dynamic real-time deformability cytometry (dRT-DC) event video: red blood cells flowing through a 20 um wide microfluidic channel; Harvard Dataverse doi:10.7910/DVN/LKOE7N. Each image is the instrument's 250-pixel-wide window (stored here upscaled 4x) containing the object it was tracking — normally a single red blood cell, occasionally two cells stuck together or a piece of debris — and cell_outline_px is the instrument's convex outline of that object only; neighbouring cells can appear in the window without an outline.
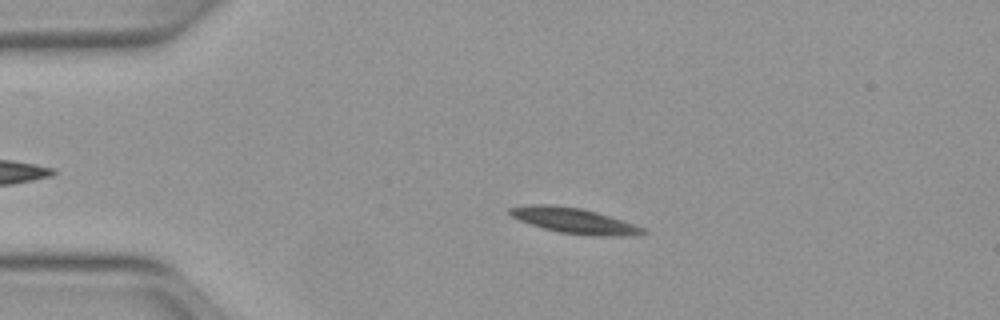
{"species": "Egyptian fruit bat (a non-hibernating species)", "species_latin": "Rousettus aegyptiacus", "temperature_condition": "warm", "stored_images_in_passage": 36, "camera_frame_rate_fps": 3000, "um_per_image_px": 0.085, "animal": {"sex": "female"}, "frame": {"image": 1, "passage_image": 6, "time_ms": 1.667, "image_size_px": [1000, 320], "cell_outline_px": [[648, 232], [640, 236], [600, 236], [560, 232], [544, 228], [520, 220], [512, 216], [508, 212], [508, 208], [528, 204], [548, 204], [580, 208], [596, 212], [644, 228]], "centroid_in_image_um": [48.82, 18.76], "position_along_channel_um": 36.2, "area_um2": 19.48}}
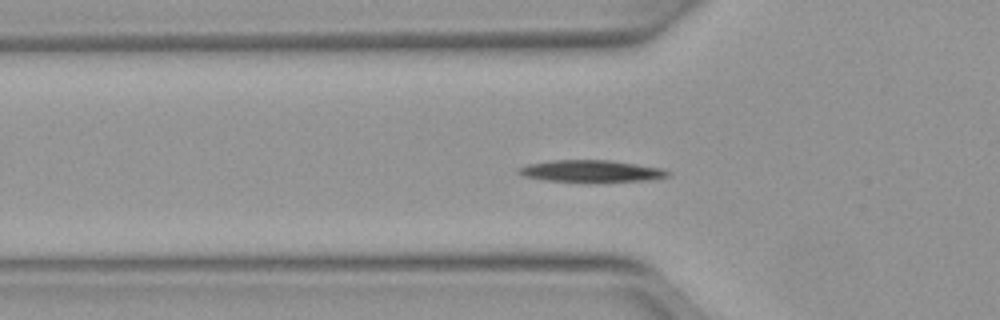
{"frame": {"image": 2, "passage_image": 12, "time_ms": 3.667, "image_size_px": [1000, 320], "cell_outline_px": [[672, 172], [668, 176], [648, 180], [548, 180], [524, 176], [516, 172], [516, 168], [528, 164], [552, 160], [608, 160], [664, 168]], "centroid_in_image_um": [50.24, 14.51], "position_along_channel_um": 75.6, "area_um2": 18.32}}
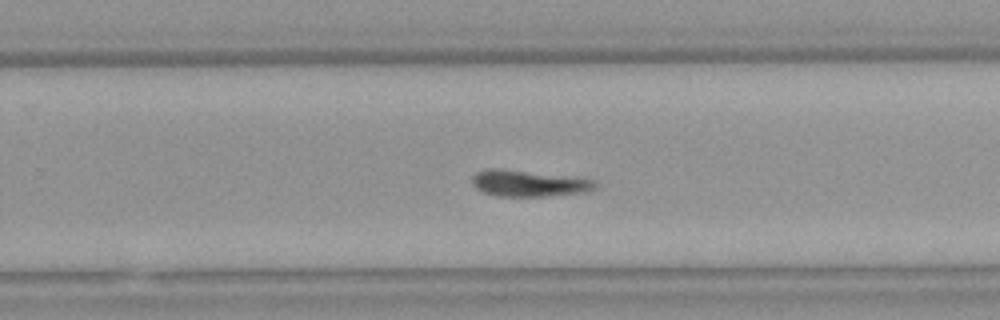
{"frame": {"image": 3, "passage_image": 28, "time_ms": 9.0, "image_size_px": [1000, 320], "cell_outline_px": [[596, 188], [584, 192], [544, 196], [496, 196], [484, 192], [476, 188], [472, 184], [472, 176], [476, 172], [488, 168], [500, 168], [596, 180]], "centroid_in_image_um": [44.88, 15.58], "position_along_channel_um": 284.9, "area_um2": 18.67}, "authors_computed_cell_mechanics": {"area_um2": 18.7561, "velocity_mm_per_s": 3.9259, "shape_relaxation_time_tau1_ms": 2.5433, "shape_relaxation_time_tau2_ms": null, "deformation_change_tau1": 0.1218, "deformation_change_tau2": null}}